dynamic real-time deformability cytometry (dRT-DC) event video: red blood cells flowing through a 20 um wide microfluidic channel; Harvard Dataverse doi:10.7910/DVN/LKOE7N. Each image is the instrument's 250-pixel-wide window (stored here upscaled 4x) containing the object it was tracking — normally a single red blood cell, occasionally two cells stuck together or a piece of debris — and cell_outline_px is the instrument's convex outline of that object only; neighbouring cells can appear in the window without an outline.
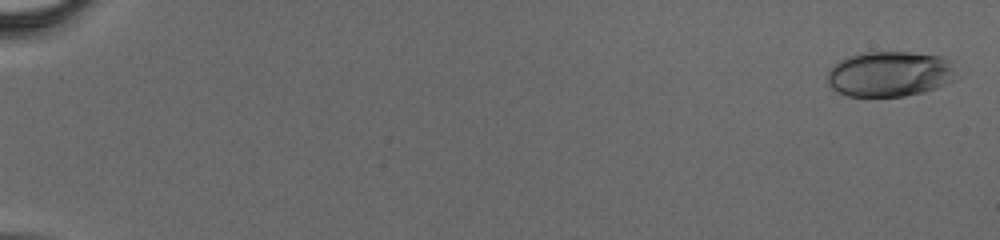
{"species": "human", "species_latin": "Homo sapiens", "temperature_condition": "cold", "stored_images_in_passage": 48, "camera_frame_rate_fps": 3000, "um_per_image_px": 0.085, "donor": {"sex": "male"}, "frame": {"image": 1, "passage_image": 2, "time_ms": 0.333, "image_size_px": [1000, 240], "cell_outline_px": [[960, 76], [956, 80], [936, 88], [924, 92], [904, 96], [848, 96], [832, 88], [828, 84], [828, 72], [832, 64], [848, 56], [860, 52], [908, 52], [940, 56], [952, 60], [960, 72]], "centroid_in_image_um": [75.71, 6.27], "position_along_channel_um": 9.3, "area_um2": 34.8}}
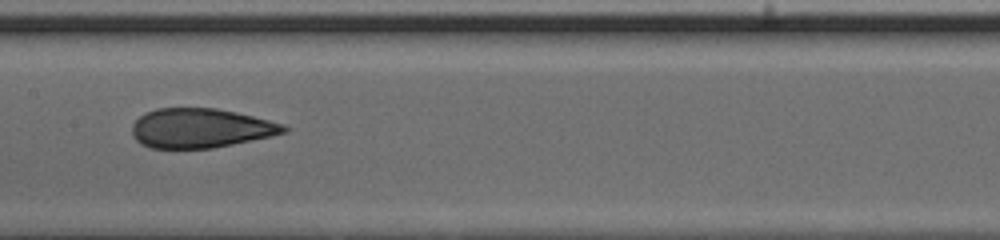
{"frame": {"image": 2, "passage_image": 27, "time_ms": 8.667, "image_size_px": [1000, 240], "cell_outline_px": [[288, 132], [272, 136], [212, 148], [148, 148], [140, 144], [132, 136], [132, 124], [140, 116], [156, 108], [216, 108], [236, 112], [284, 124], [288, 128]], "centroid_in_image_um": [17.03, 10.9], "position_along_channel_um": 190.4, "area_um2": 34.85}}
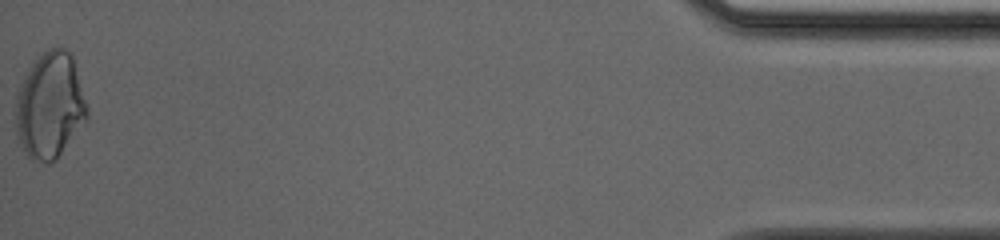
{"frame": {"image": 3, "passage_image": 48, "time_ms": 15.667, "image_size_px": [1000, 240], "cell_outline_px": [[88, 120], [56, 160], [48, 164], [32, 160], [28, 156], [20, 144], [16, 132], [16, 96], [20, 84], [32, 60], [48, 48], [64, 48], [72, 52], [88, 104]], "centroid_in_image_um": [4.27, 8.96], "position_along_channel_um": 430.9, "area_um2": 45.14}}